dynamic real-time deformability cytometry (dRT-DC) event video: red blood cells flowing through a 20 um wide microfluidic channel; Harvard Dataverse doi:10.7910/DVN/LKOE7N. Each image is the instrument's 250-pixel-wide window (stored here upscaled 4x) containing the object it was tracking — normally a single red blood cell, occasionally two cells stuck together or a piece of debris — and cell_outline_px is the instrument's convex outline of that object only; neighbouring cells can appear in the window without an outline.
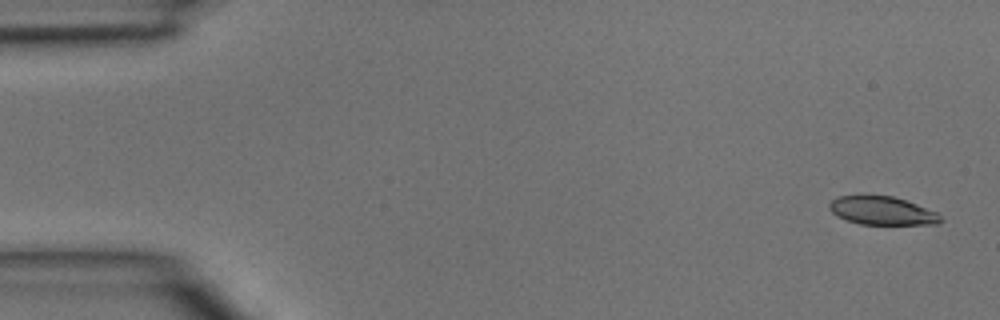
{"species": "common noctule bat (a hibernating species)", "species_latin": "Nyctalus noctula", "temperature_condition": "room temperature", "stored_images_in_passage": 4, "camera_frame_rate_fps": 3000, "um_per_image_px": 0.085, "animal": {"sex": "male", "body_mass_g": 15.6}, "frame": {"image": 1, "passage_image": 1, "time_ms": 0.0, "image_size_px": [1000, 320], "cell_outline_px": [[944, 220], [940, 224], [860, 224], [836, 216], [828, 208], [828, 204], [836, 196], [892, 196], [916, 204], [936, 212]], "centroid_in_image_um": [74.97, 17.92], "position_along_channel_um": 10.0, "area_um2": 18.21}}
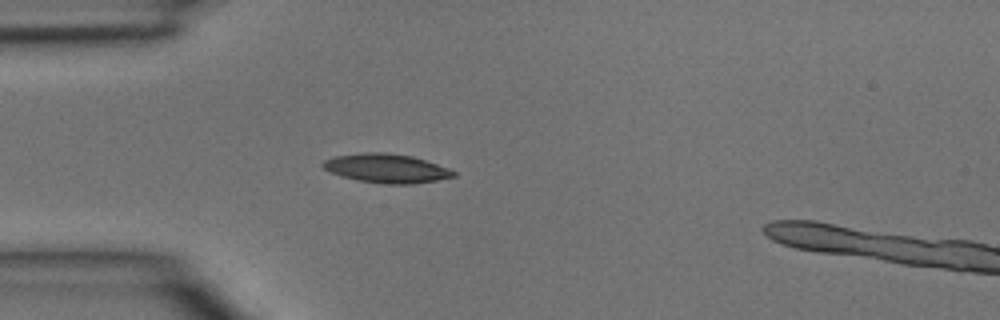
{"frame": {"image": 2, "passage_image": 3, "time_ms": 0.667, "image_size_px": [1000, 320], "cell_outline_px": [[456, 176], [436, 180], [412, 184], [380, 184], [356, 180], [340, 176], [324, 168], [320, 164], [324, 160], [332, 156], [360, 152], [388, 152], [412, 156], [448, 168], [456, 172]], "centroid_in_image_um": [32.8, 14.3], "position_along_channel_um": 52.2, "area_um2": 22.25}}